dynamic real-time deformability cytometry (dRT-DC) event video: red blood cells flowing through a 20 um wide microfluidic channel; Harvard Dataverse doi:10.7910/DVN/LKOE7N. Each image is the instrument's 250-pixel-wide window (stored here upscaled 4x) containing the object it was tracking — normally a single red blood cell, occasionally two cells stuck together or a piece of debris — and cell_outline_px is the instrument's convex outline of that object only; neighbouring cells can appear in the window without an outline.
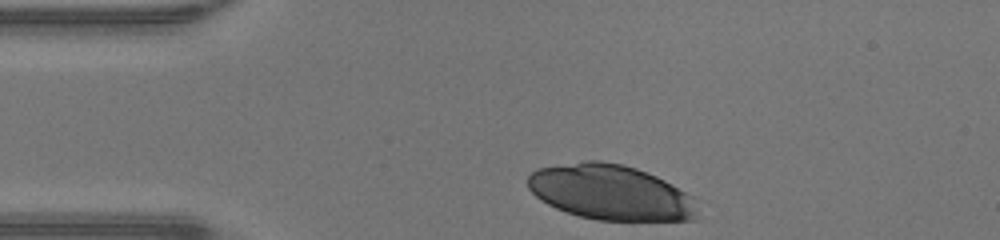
{"species": "human", "species_latin": "Homo sapiens", "temperature_condition": "warm", "stored_images_in_passage": 29, "camera_frame_rate_fps": 3000, "um_per_image_px": 0.085, "donor": {"sex": "male"}, "frame": {"image": 1, "passage_image": 1, "time_ms": 0.0, "image_size_px": [1000, 240], "cell_outline_px": [[696, 220], [596, 220], [580, 216], [556, 208], [540, 200], [528, 188], [528, 176], [536, 168], [584, 160], [600, 160], [624, 164], [636, 168], [656, 176], [672, 184], [692, 196], [696, 216]], "centroid_in_image_um": [51.86, 16.33], "position_along_channel_um": 33.1, "area_um2": 54.45}}